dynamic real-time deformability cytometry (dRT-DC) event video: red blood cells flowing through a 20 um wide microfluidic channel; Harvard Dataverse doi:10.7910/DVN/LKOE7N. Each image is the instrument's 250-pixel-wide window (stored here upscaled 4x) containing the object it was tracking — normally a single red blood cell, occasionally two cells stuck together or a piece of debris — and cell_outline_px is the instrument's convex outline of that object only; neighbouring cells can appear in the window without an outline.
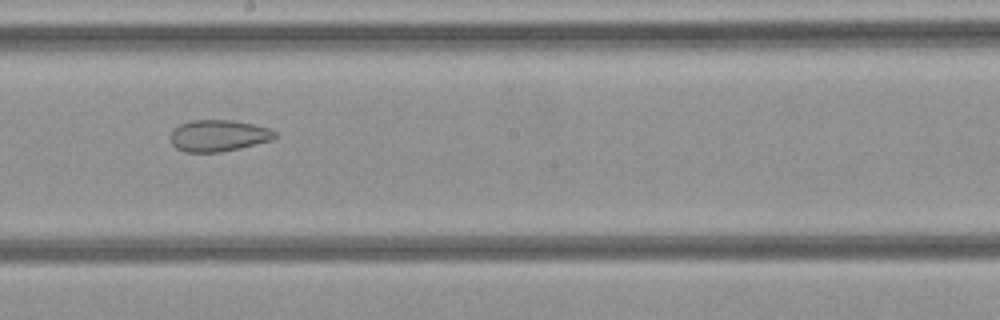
{"species": "common noctule bat (a hibernating species)", "species_latin": "Nyctalus noctula", "temperature_condition": "cold", "stored_images_in_passage": 22, "camera_frame_rate_fps": 3000, "um_per_image_px": 0.085, "animal": {"sex": "female", "body_mass_g": 21.9}, "frame": {"image": 1, "passage_image": 10, "time_ms": 3.0, "image_size_px": [1000, 320], "cell_outline_px": [[280, 136], [272, 140], [240, 148], [220, 152], [184, 152], [176, 148], [172, 144], [172, 132], [180, 124], [192, 120], [232, 120], [252, 124], [268, 128], [276, 132]], "centroid_in_image_um": [18.61, 11.53], "position_along_channel_um": 229.6, "area_um2": 19.13}}
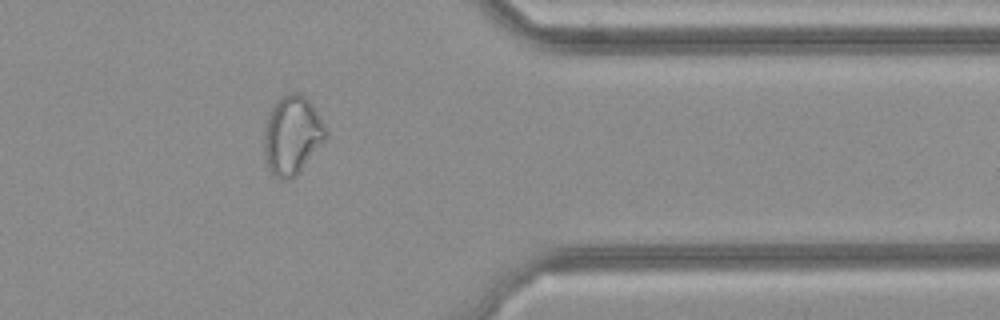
{"frame": {"image": 2, "passage_image": 19, "time_ms": 6.0, "image_size_px": [1000, 320], "cell_outline_px": [[328, 136], [300, 172], [296, 176], [288, 180], [280, 180], [272, 176], [268, 168], [264, 152], [264, 128], [272, 104], [276, 100], [292, 92], [300, 92], [308, 100], [324, 124], [328, 132]], "centroid_in_image_um": [24.81, 11.52], "position_along_channel_um": 386.6, "area_um2": 28.5}}